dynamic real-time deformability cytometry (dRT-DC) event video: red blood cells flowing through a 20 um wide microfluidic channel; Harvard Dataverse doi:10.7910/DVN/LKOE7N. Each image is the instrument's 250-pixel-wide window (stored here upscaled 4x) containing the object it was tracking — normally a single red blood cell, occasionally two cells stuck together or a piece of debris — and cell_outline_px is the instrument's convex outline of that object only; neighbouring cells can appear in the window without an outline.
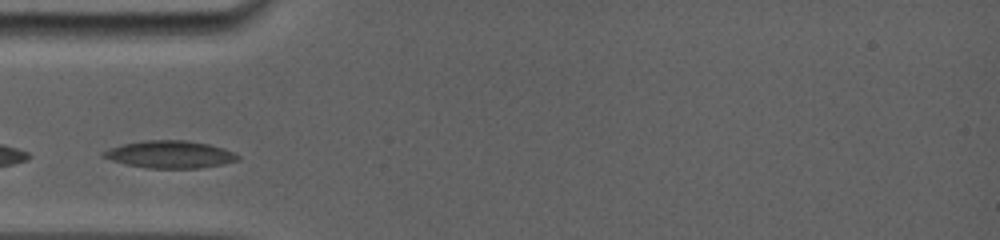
{"species": "common noctule bat (a hibernating species)", "species_latin": "Nyctalus noctula", "temperature_condition": "room temperature", "stored_images_in_passage": 18, "camera_frame_rate_fps": 5000, "um_per_image_px": 0.085, "animal": {"sex": "female", "body_mass_g": 19.0, "forearm_length_mm": 56.7}, "frame": {"image": 1, "passage_image": 1, "time_ms": 0.0, "image_size_px": [1000, 240], "cell_outline_px": [[240, 160], [224, 164], [200, 168], [148, 168], [124, 164], [100, 156], [100, 152], [120, 144], [144, 140], [188, 140], [208, 144], [224, 148], [240, 156]], "centroid_in_image_um": [14.43, 13.12], "position_along_channel_um": 70.6, "area_um2": 21.68}}
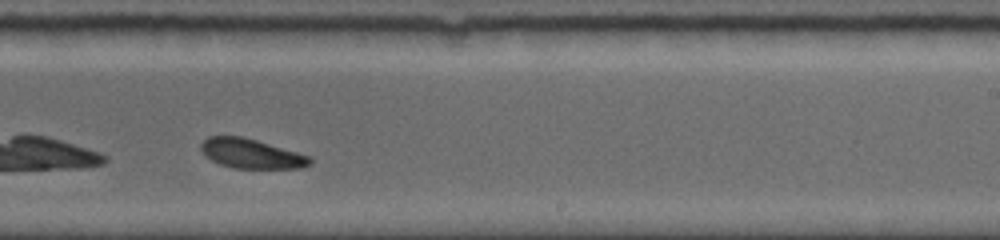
{"frame": {"image": 2, "passage_image": 11, "time_ms": 5.2, "image_size_px": [1000, 240], "cell_outline_px": [[312, 164], [300, 168], [232, 168], [220, 164], [204, 156], [200, 148], [200, 144], [208, 136], [240, 136], [256, 140], [296, 152], [308, 156], [312, 160]], "centroid_in_image_um": [21.31, 13.06], "position_along_channel_um": 267.7, "area_um2": 18.61}}
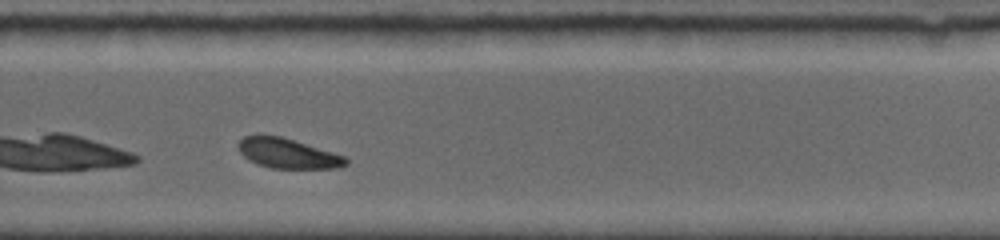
{"frame": {"image": 3, "passage_image": 13, "time_ms": 6.2, "image_size_px": [1000, 240], "cell_outline_px": [[348, 164], [340, 168], [272, 168], [248, 160], [240, 152], [236, 144], [244, 136], [260, 132], [280, 136], [332, 152], [344, 156], [348, 160]], "centroid_in_image_um": [24.39, 13.01], "position_along_channel_um": 305.4, "area_um2": 18.9}}